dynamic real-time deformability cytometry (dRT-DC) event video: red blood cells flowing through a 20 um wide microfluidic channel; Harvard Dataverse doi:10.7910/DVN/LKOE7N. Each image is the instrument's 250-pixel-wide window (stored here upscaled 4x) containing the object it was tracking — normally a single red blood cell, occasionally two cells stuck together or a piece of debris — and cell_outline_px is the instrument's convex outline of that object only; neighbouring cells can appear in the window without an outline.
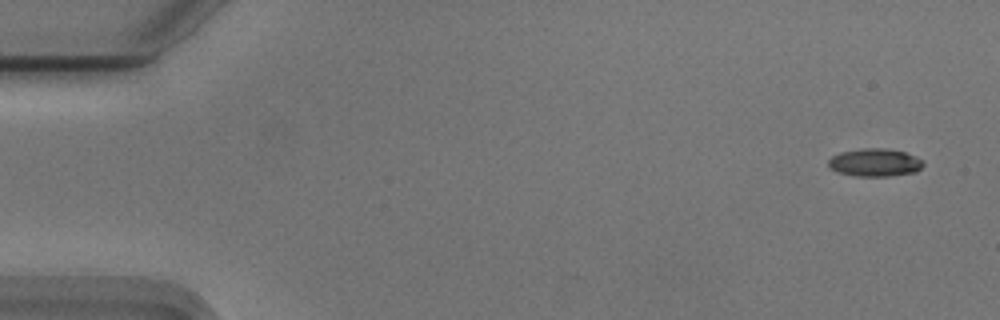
{"species": "Egyptian fruit bat (a non-hibernating species)", "species_latin": "Rousettus aegyptiacus", "temperature_condition": "cold", "stored_images_in_passage": 54, "camera_frame_rate_fps": 3000, "um_per_image_px": 0.085, "animal": {"sex": "male"}, "frame": {"image": 1, "passage_image": 1, "time_ms": 0.0, "image_size_px": [1000, 320], "cell_outline_px": [[924, 164], [916, 172], [888, 176], [856, 176], [840, 172], [832, 168], [828, 164], [828, 160], [832, 156], [840, 152], [860, 148], [884, 148], [904, 152], [916, 156], [924, 160]], "centroid_in_image_um": [74.39, 13.8], "position_along_channel_um": 10.6, "area_um2": 15.37}}
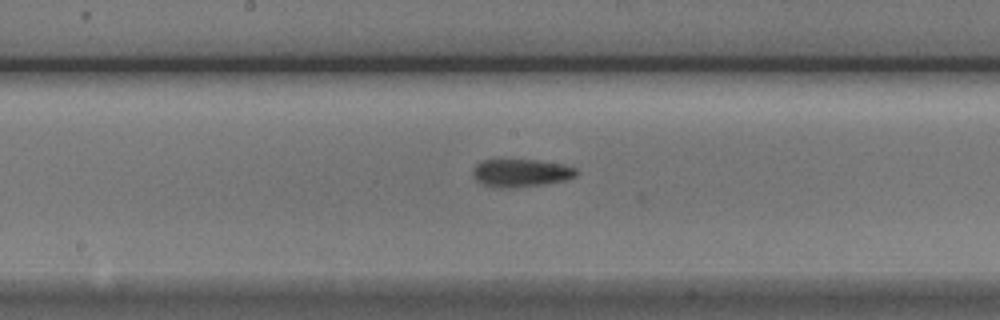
{"frame": {"image": 2, "passage_image": 27, "time_ms": 8.667, "image_size_px": [1000, 320], "cell_outline_px": [[576, 176], [564, 180], [544, 184], [508, 188], [492, 188], [476, 180], [472, 176], [472, 168], [480, 160], [536, 160], [560, 164], [576, 168]], "centroid_in_image_um": [44.2, 14.7], "position_along_channel_um": 204.0, "area_um2": 16.76}}
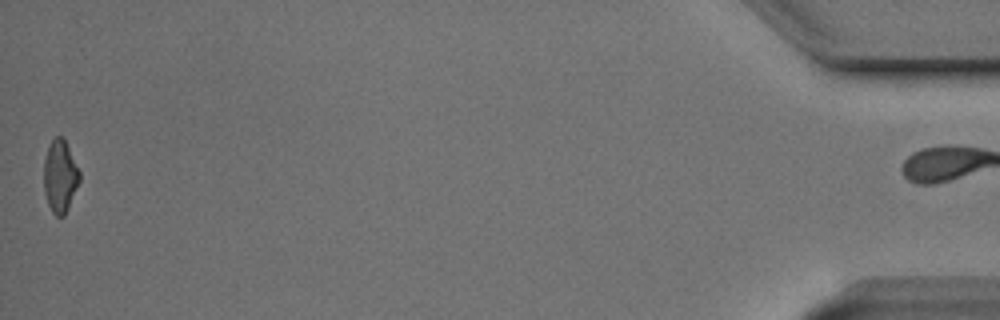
{"frame": {"image": 3, "passage_image": 53, "time_ms": 17.333, "image_size_px": [1000, 320], "cell_outline_px": [[80, 180], [68, 208], [64, 216], [56, 216], [52, 212], [48, 204], [44, 192], [44, 160], [48, 148], [52, 140], [56, 136], [60, 136], [64, 140], [80, 172]], "centroid_in_image_um": [5.1, 15.02], "position_along_channel_um": 430.1, "area_um2": 14.8}, "authors_computed_cell_mechanics": {"area_um2": 15.9528, "velocity_mm_per_s": 3.7469, "shape_relaxation_time_tau1_ms": 2.9306, "shape_relaxation_time_tau2_ms": 4.8809, "deformation_change_tau1": 0.1575, "deformation_change_tau2": 0.1439}}